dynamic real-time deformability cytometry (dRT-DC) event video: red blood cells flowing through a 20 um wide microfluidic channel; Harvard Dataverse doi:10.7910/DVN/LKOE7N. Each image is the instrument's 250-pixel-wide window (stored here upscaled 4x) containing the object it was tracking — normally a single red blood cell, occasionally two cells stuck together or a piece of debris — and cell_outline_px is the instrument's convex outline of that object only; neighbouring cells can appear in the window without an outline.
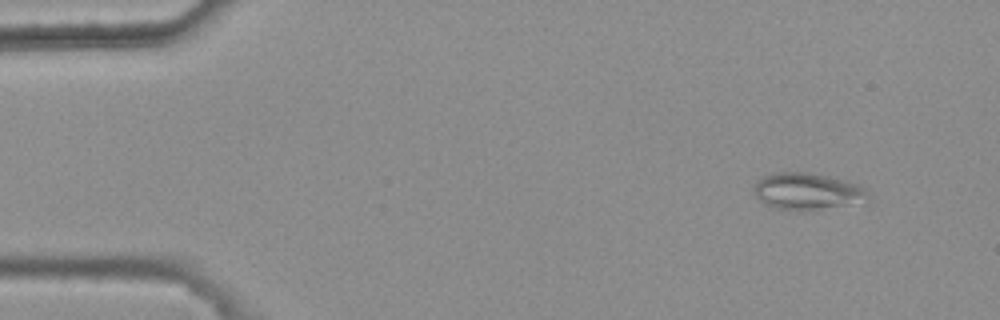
{"species": "common noctule bat (a hibernating species)", "species_latin": "Nyctalus noctula", "temperature_condition": "warm", "stored_images_in_passage": 4, "camera_frame_rate_fps": 3000, "um_per_image_px": 0.085, "animal": {"sex": "female", "body_mass_g": 25.1}, "frame": {"image": 1, "passage_image": 1, "time_ms": 0.0, "image_size_px": [1000, 320], "cell_outline_px": [[868, 196], [840, 204], [808, 212], [800, 212], [776, 208], [764, 204], [756, 196], [752, 188], [756, 180], [764, 176], [780, 172], [808, 172], [828, 176], [844, 180], [856, 184], [864, 188], [868, 192]], "centroid_in_image_um": [68.45, 16.25], "position_along_channel_um": 16.5, "area_um2": 23.93}}